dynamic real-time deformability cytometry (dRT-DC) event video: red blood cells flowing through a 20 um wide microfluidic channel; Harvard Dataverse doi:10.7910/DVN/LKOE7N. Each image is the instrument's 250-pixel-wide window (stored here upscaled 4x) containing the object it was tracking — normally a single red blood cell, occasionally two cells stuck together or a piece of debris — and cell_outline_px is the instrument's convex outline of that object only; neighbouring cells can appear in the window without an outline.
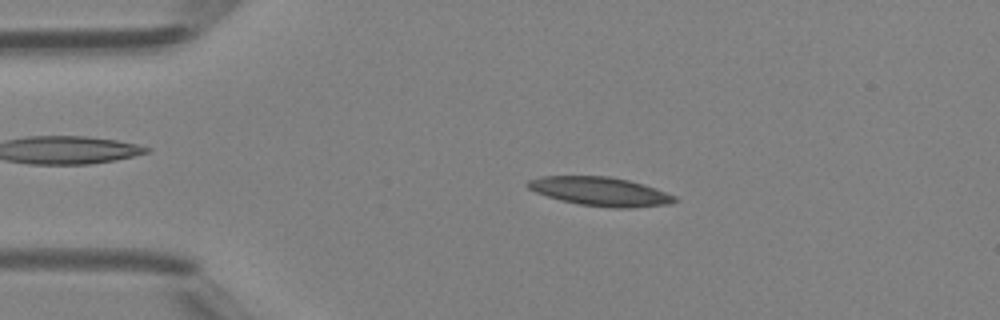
{"species": "Egyptian fruit bat (a non-hibernating species)", "species_latin": "Rousettus aegyptiacus", "temperature_condition": "room temperature", "stored_images_in_passage": 46, "camera_frame_rate_fps": 3000, "um_per_image_px": 0.085, "animal": {"sex": "female"}, "frame": {"image": 1, "passage_image": 9, "time_ms": 2.667, "image_size_px": [1000, 320], "cell_outline_px": [[680, 200], [668, 204], [628, 208], [612, 208], [580, 204], [560, 200], [536, 192], [528, 188], [524, 184], [528, 180], [544, 176], [608, 176], [628, 180], [644, 184], [656, 188], [676, 196]], "centroid_in_image_um": [51.04, 16.27], "position_along_channel_um": 34.0, "area_um2": 24.68}}
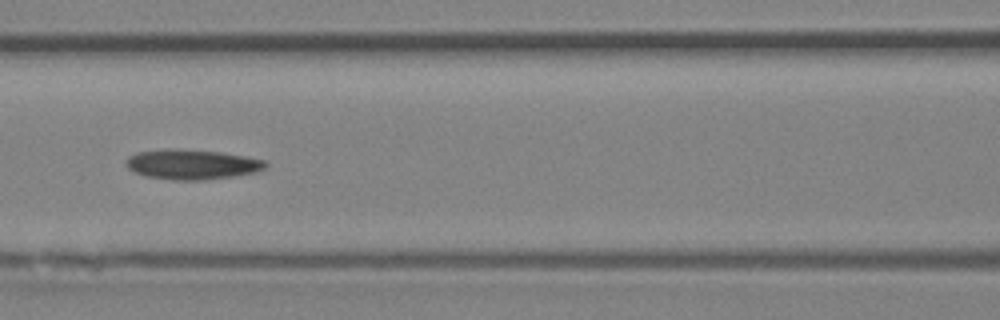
{"frame": {"image": 2, "passage_image": 20, "time_ms": 6.333, "image_size_px": [1000, 320], "cell_outline_px": [[268, 164], [264, 168], [256, 172], [232, 176], [204, 180], [172, 180], [144, 176], [132, 172], [128, 168], [128, 156], [136, 152], [168, 148], [220, 152], [244, 156], [264, 160]], "centroid_in_image_um": [16.28, 13.98], "position_along_channel_um": 150.3, "area_um2": 24.28}}
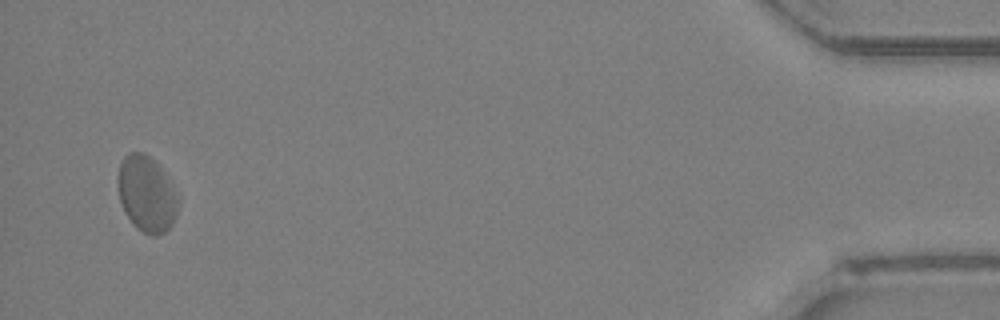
{"frame": {"image": 3, "passage_image": 45, "time_ms": 14.667, "image_size_px": [1000, 320], "cell_outline_px": [[176, 212], [172, 224], [164, 232], [156, 236], [152, 236], [136, 228], [132, 224], [124, 212], [120, 200], [120, 164], [124, 156], [128, 152], [140, 152], [148, 156], [164, 172], [176, 196]], "centroid_in_image_um": [12.44, 16.52], "position_along_channel_um": 422.8, "area_um2": 25.66}, "authors_computed_cell_mechanics": {"area_um2": 24.2471, "velocity_mm_per_s": 4.2994, "shape_relaxation_time_tau1_ms": null, "shape_relaxation_time_tau2_ms": 7.8456, "deformation_change_tau1": null, "deformation_change_tau2": 0.1347}}